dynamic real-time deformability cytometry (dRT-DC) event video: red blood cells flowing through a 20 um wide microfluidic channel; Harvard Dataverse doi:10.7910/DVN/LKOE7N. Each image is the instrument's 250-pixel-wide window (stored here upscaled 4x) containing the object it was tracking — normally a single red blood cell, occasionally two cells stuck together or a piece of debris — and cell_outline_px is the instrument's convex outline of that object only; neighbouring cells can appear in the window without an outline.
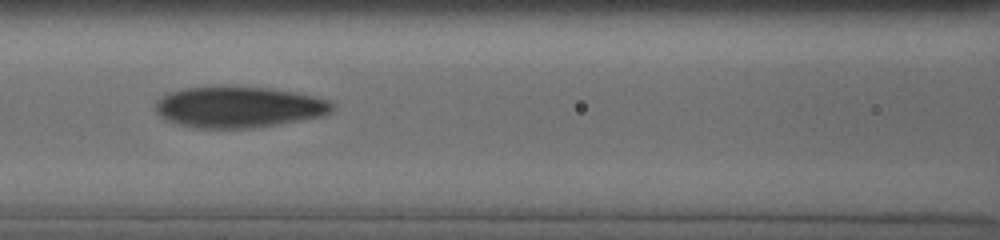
{"species": "human", "species_latin": "Homo sapiens", "temperature_condition": "cold", "stored_images_in_passage": 10, "camera_frame_rate_fps": 3000, "um_per_image_px": 0.085, "donor": {"sex": "male"}, "frame": {"image": 1, "passage_image": 7, "time_ms": 5.667, "image_size_px": [1000, 240], "cell_outline_px": [[336, 104], [324, 116], [252, 128], [192, 128], [168, 120], [160, 116], [156, 112], [156, 100], [172, 92], [184, 88], [224, 84], [268, 88], [292, 92], [312, 96], [328, 100]], "centroid_in_image_um": [20.26, 9.08], "position_along_channel_um": 146.3, "area_um2": 42.6}}
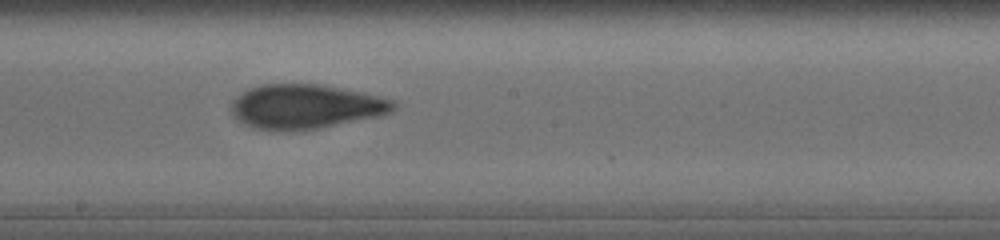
{"frame": {"image": 2, "passage_image": 9, "time_ms": 7.667, "image_size_px": [1000, 240], "cell_outline_px": [[396, 108], [388, 112], [376, 116], [316, 128], [292, 132], [256, 128], [244, 124], [232, 112], [232, 100], [244, 92], [260, 84], [320, 84], [376, 96], [392, 100], [396, 104]], "centroid_in_image_um": [25.93, 9.06], "position_along_channel_um": 222.3, "area_um2": 41.04}}
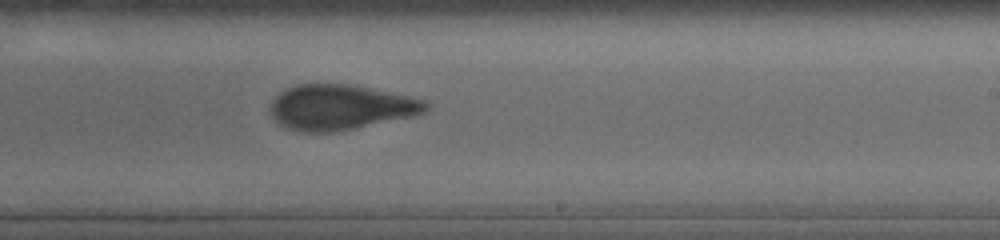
{"frame": {"image": 3, "passage_image": 10, "time_ms": 8.667, "image_size_px": [1000, 240], "cell_outline_px": [[432, 104], [424, 112], [416, 116], [336, 132], [300, 132], [288, 128], [280, 124], [272, 116], [272, 100], [280, 92], [296, 84], [356, 84], [428, 100]], "centroid_in_image_um": [29.03, 9.11], "position_along_channel_um": 260.0, "area_um2": 41.38}}